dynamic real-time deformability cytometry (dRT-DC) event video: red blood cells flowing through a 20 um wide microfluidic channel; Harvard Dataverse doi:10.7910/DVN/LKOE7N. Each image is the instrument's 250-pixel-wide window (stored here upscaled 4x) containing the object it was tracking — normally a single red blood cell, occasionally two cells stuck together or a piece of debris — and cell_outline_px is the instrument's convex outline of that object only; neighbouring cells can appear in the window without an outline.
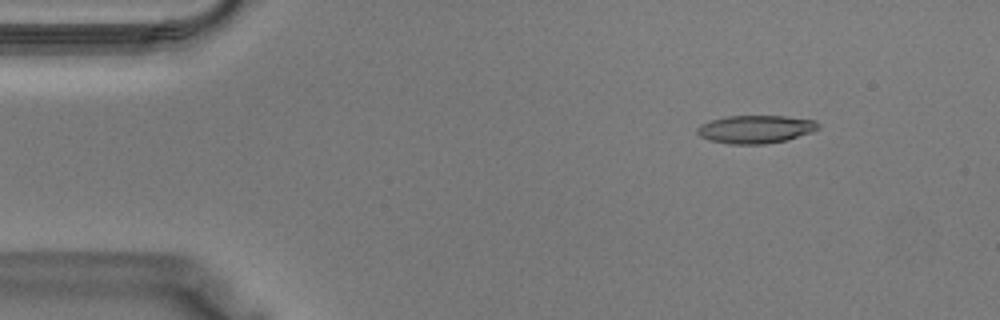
{"species": "Egyptian fruit bat (a non-hibernating species)", "species_latin": "Rousettus aegyptiacus", "temperature_condition": "warm", "stored_images_in_passage": 39, "camera_frame_rate_fps": 3000, "um_per_image_px": 0.085, "animal": {"sex": "male"}, "frame": {"image": 1, "passage_image": 5, "time_ms": 1.333, "image_size_px": [1000, 320], "cell_outline_px": [[820, 128], [812, 132], [784, 140], [764, 144], [728, 144], [708, 140], [700, 136], [696, 132], [696, 128], [700, 124], [712, 120], [728, 116], [784, 116], [812, 120], [820, 124]], "centroid_in_image_um": [64.19, 10.99], "position_along_channel_um": 20.8, "area_um2": 19.65}}
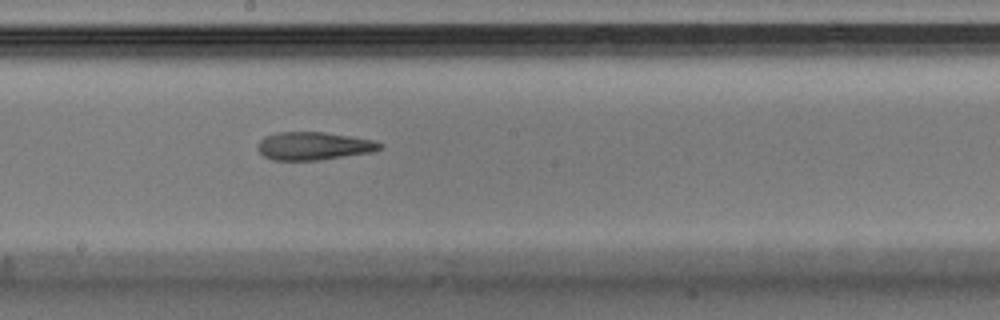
{"frame": {"image": 2, "passage_image": 21, "time_ms": 6.667, "image_size_px": [1000, 320], "cell_outline_px": [[384, 144], [376, 152], [320, 160], [272, 160], [264, 156], [256, 148], [256, 144], [264, 136], [276, 132], [324, 132], [352, 136], [372, 140]], "centroid_in_image_um": [26.66, 12.41], "position_along_channel_um": 221.5, "area_um2": 20.23}}
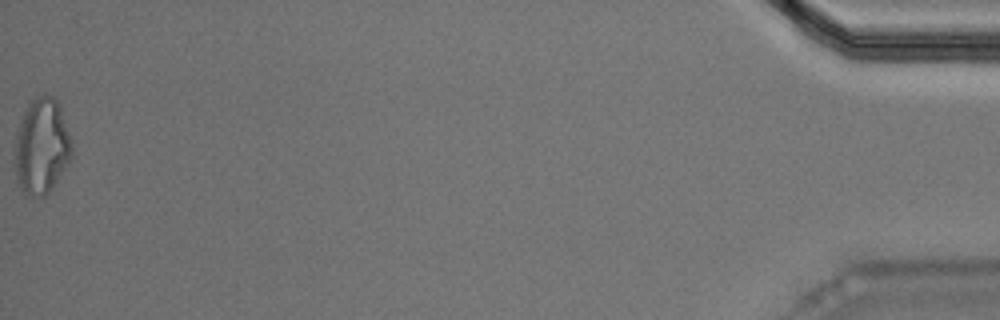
{"frame": {"image": 3, "passage_image": 39, "time_ms": 12.667, "image_size_px": [1000, 320], "cell_outline_px": [[72, 156], [52, 188], [44, 196], [24, 196], [16, 180], [16, 132], [20, 120], [28, 104], [36, 96], [44, 92], [52, 96], [56, 100], [60, 108], [72, 140]], "centroid_in_image_um": [3.54, 12.43], "position_along_channel_um": 431.7, "area_um2": 31.79}}